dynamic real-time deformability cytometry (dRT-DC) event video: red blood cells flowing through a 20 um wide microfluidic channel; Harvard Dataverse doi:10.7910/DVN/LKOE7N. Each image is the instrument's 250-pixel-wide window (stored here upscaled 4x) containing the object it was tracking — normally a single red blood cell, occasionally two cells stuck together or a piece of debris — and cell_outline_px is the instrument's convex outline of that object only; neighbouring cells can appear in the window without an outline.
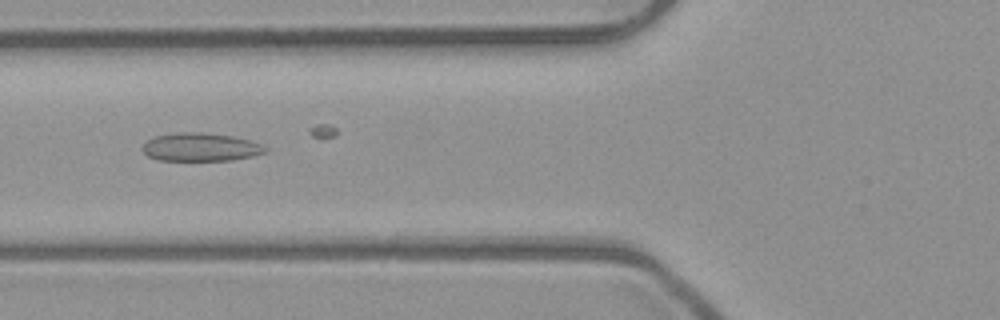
{"species": "common noctule bat (a hibernating species)", "species_latin": "Nyctalus noctula", "temperature_condition": "room temperature", "stored_images_in_passage": 31, "camera_frame_rate_fps": 3000, "um_per_image_px": 0.085, "animal": {"sex": "male", "body_mass_g": 23.1, "forearm_length_mm": 52.7}, "frame": {"image": 1, "passage_image": 7, "time_ms": 2.0, "image_size_px": [1000, 320], "cell_outline_px": [[268, 152], [252, 156], [232, 160], [160, 160], [148, 156], [144, 152], [144, 144], [148, 140], [156, 136], [180, 132], [200, 132], [232, 136], [248, 140], [260, 144], [268, 148]], "centroid_in_image_um": [17.09, 12.5], "position_along_channel_um": 108.7, "area_um2": 19.94}}
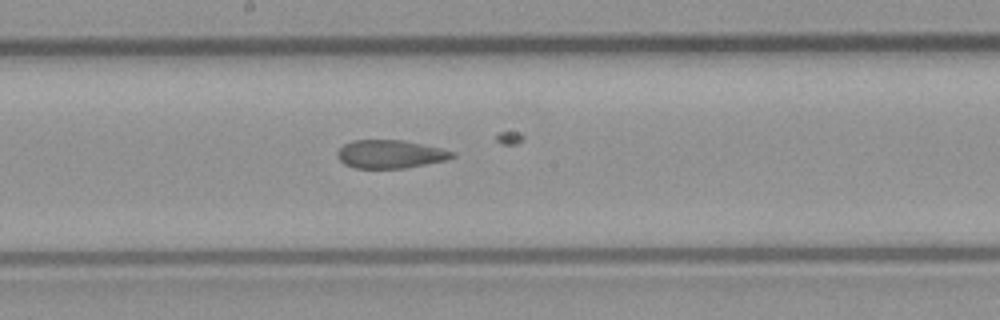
{"frame": {"image": 2, "passage_image": 15, "time_ms": 4.667, "image_size_px": [1000, 320], "cell_outline_px": [[456, 156], [444, 160], [404, 168], [356, 168], [344, 164], [336, 156], [336, 152], [344, 144], [352, 140], [404, 140], [440, 148], [456, 152]], "centroid_in_image_um": [33.14, 13.09], "position_along_channel_um": 215.1, "area_um2": 18.84}}
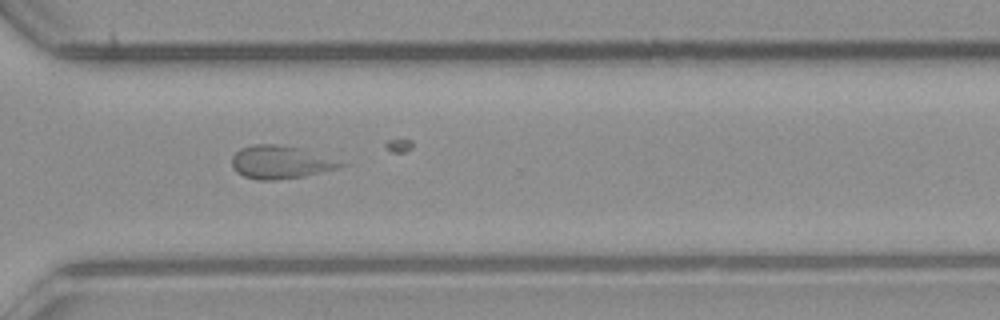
{"frame": {"image": 3, "passage_image": 25, "time_ms": 8.0, "image_size_px": [1000, 320], "cell_outline_px": [[348, 164], [336, 168], [304, 176], [272, 180], [260, 180], [244, 176], [236, 172], [232, 164], [232, 156], [240, 148], [252, 144], [280, 144], [300, 148]], "centroid_in_image_um": [23.78, 13.77], "position_along_channel_um": 346.8, "area_um2": 20.63}, "authors_computed_cell_mechanics": {"area_um2": 19.7676, "velocity_mm_per_s": 3.9652, "shape_relaxation_time_tau1_ms": null, "shape_relaxation_time_tau2_ms": 1.3854, "deformation_change_tau1": null, "deformation_change_tau2": 0.0769}}